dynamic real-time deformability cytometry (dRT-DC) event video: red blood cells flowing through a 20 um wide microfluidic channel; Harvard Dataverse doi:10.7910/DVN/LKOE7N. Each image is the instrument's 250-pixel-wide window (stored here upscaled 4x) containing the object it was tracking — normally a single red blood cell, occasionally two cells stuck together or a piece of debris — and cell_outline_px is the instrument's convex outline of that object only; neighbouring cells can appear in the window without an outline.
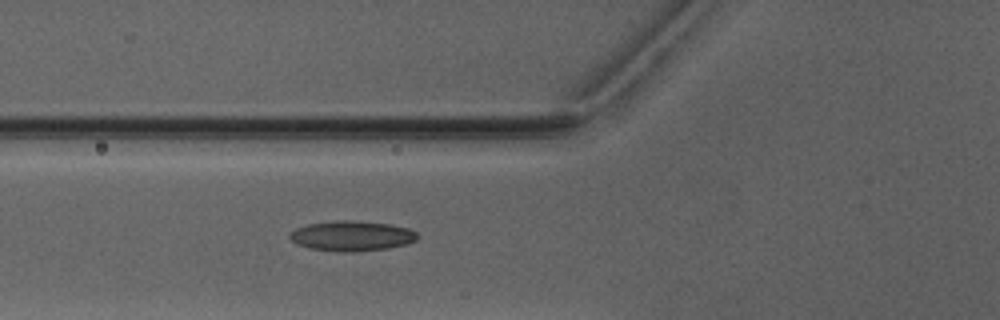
{"species": "Egyptian fruit bat (a non-hibernating species)", "species_latin": "Rousettus aegyptiacus", "temperature_condition": "warm", "stored_images_in_passage": 2, "camera_frame_rate_fps": 3000, "um_per_image_px": 0.085, "animal": {"sex": "male"}, "frame": {"image": 1, "passage_image": 2, "time_ms": 1.0, "image_size_px": [1000, 320], "cell_outline_px": [[416, 240], [408, 244], [388, 248], [356, 252], [336, 252], [308, 248], [296, 244], [288, 236], [296, 228], [308, 224], [340, 220], [352, 220], [388, 224], [408, 228], [416, 232]], "centroid_in_image_um": [29.88, 20.07], "position_along_channel_um": 95.9, "area_um2": 22.43}}